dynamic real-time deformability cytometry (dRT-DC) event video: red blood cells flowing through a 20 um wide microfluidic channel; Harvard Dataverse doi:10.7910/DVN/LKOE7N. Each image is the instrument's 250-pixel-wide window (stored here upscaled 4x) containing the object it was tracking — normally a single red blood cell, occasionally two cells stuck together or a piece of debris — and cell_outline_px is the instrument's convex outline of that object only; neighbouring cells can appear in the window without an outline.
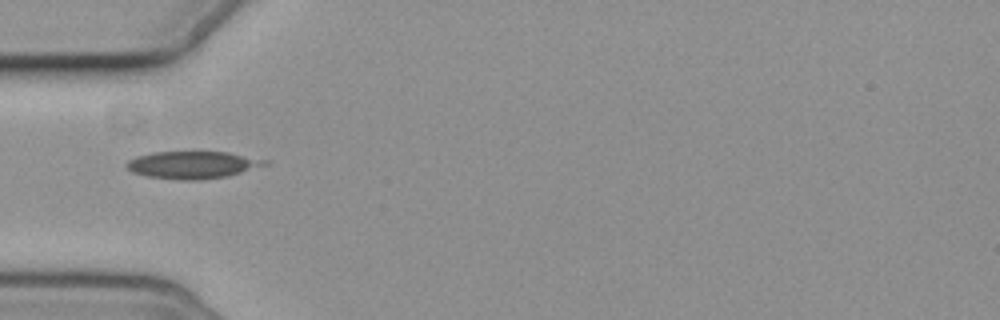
{"species": "common noctule bat (a hibernating species)", "species_latin": "Nyctalus noctula", "temperature_condition": "cold", "stored_images_in_passage": 4, "camera_frame_rate_fps": 3000, "um_per_image_px": 0.085, "animal": {"sex": "female", "body_mass_g": 19.3, "forearm_length_mm": 54.1}, "frame": {"image": 1, "passage_image": 2, "time_ms": 1.333, "image_size_px": [1000, 320], "cell_outline_px": [[272, 160], [268, 164], [228, 176], [200, 180], [184, 180], [148, 176], [132, 172], [124, 164], [128, 160], [136, 156], [152, 152], [228, 152]], "centroid_in_image_um": [16.4, 14.0], "position_along_channel_um": 68.6, "area_um2": 22.08}}
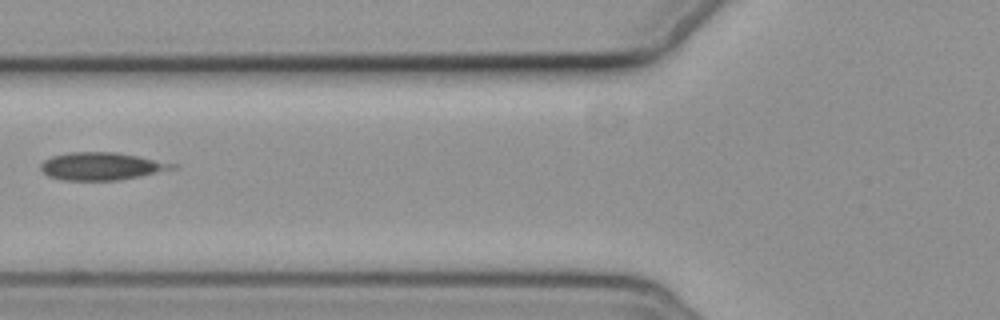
{"frame": {"image": 2, "passage_image": 3, "time_ms": 2.667, "image_size_px": [1000, 320], "cell_outline_px": [[180, 164], [176, 168], [140, 176], [120, 180], [64, 180], [48, 176], [40, 168], [40, 164], [44, 160], [52, 156], [68, 152], [116, 152]], "centroid_in_image_um": [8.64, 14.12], "position_along_channel_um": 117.2, "area_um2": 21.21}}
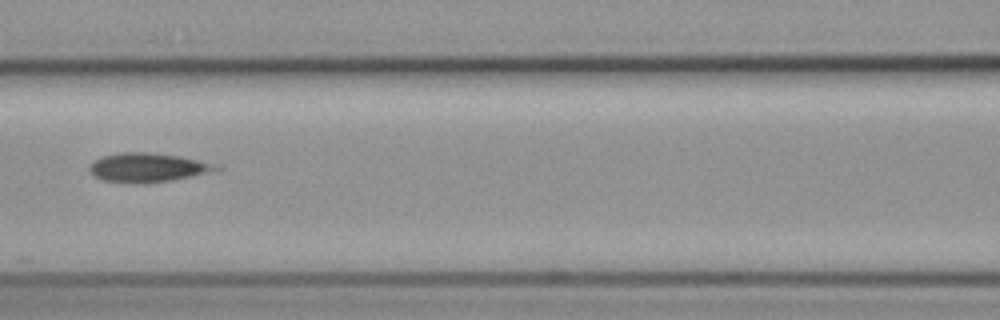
{"frame": {"image": 3, "passage_image": 4, "time_ms": 3.667, "image_size_px": [1000, 320], "cell_outline_px": [[224, 168], [188, 176], [168, 180], [144, 184], [104, 180], [96, 176], [88, 168], [96, 160], [104, 156], [124, 152], [148, 152], [176, 156], [220, 164]], "centroid_in_image_um": [12.58, 14.23], "position_along_channel_um": 154.0, "area_um2": 20.81}}